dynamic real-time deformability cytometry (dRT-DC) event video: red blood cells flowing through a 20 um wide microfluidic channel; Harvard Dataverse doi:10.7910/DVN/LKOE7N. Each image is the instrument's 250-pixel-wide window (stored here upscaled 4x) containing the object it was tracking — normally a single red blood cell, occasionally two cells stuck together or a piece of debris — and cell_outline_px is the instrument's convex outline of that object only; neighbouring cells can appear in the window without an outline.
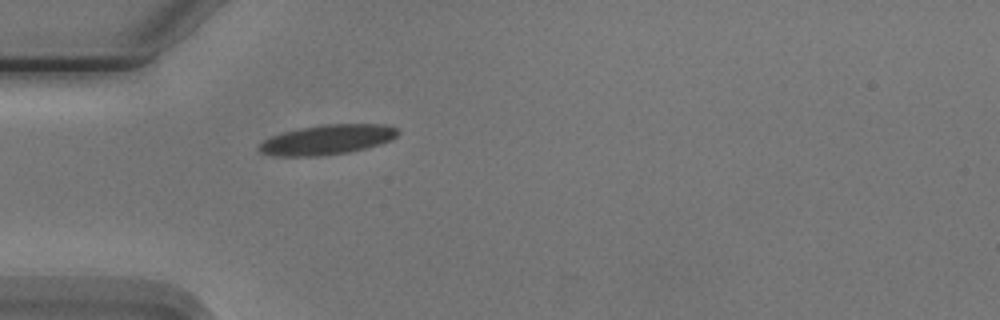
{"species": "Egyptian fruit bat (a non-hibernating species)", "species_latin": "Rousettus aegyptiacus", "temperature_condition": "cold", "stored_images_in_passage": 1, "camera_frame_rate_fps": 3000, "um_per_image_px": 0.085, "animal": {"sex": "male"}, "frame": {"image": 1, "passage_image": 1, "time_ms": 0.0, "image_size_px": [1000, 320], "cell_outline_px": [[400, 132], [392, 140], [364, 148], [348, 152], [320, 156], [276, 156], [260, 152], [260, 144], [264, 140], [272, 136], [284, 132], [300, 128], [324, 124], [384, 124], [396, 128]], "centroid_in_image_um": [27.83, 11.87], "position_along_channel_um": 57.2, "area_um2": 23.87}}